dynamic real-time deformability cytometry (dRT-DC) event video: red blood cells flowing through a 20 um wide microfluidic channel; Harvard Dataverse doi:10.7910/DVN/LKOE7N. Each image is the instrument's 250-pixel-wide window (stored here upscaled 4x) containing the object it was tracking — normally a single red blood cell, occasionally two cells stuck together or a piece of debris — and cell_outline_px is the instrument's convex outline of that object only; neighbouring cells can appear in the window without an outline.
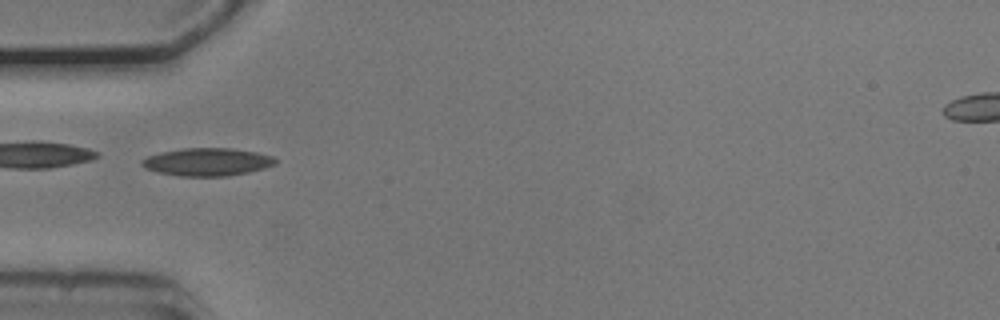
{"species": "common noctule bat (a hibernating species)", "species_latin": "Nyctalus noctula", "temperature_condition": "cold", "stored_images_in_passage": 37, "camera_frame_rate_fps": 3000, "um_per_image_px": 0.085, "animal": {"sex": "male", "body_mass_g": 20.5, "forearm_length_mm": 52.5}, "frame": {"image": 1, "passage_image": 1, "time_ms": 0.0, "image_size_px": [1000, 320], "cell_outline_px": [[276, 164], [264, 168], [228, 176], [180, 176], [160, 172], [144, 168], [140, 164], [140, 160], [148, 156], [160, 152], [184, 148], [232, 148], [256, 152], [272, 156], [276, 160]], "centroid_in_image_um": [17.59, 13.76], "position_along_channel_um": 67.4, "area_um2": 21.56}, "authors_computed_cell_mechanics": {"area_um2": 20.23, "velocity_mm_per_s": 3.7634, "shape_relaxation_time_tau1_ms": 4.0495, "shape_relaxation_time_tau2_ms": 4.579, "deformation_change_tau1": 0.1012, "deformation_change_tau2": 0.1053}}